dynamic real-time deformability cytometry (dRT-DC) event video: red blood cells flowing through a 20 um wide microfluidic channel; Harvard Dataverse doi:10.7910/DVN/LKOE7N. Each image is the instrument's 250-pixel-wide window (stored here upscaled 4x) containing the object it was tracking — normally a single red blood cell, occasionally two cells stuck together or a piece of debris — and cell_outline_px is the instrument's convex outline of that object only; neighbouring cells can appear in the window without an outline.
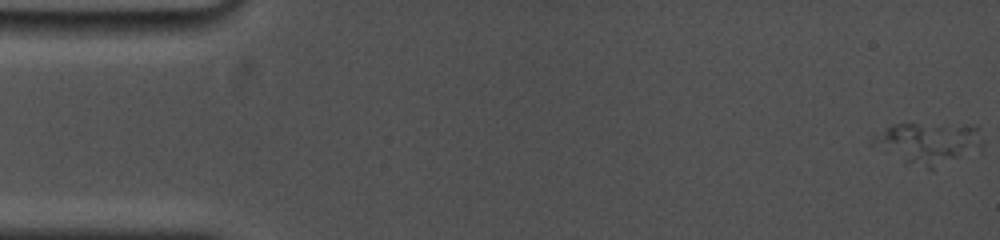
{"species": "common noctule bat (a hibernating species)", "species_latin": "Nyctalus noctula", "temperature_condition": "cold", "stored_images_in_passage": 4, "camera_frame_rate_fps": 5000, "um_per_image_px": 0.085, "animal": {"sex": "female", "body_mass_g": 19.0, "forearm_length_mm": 53.3}, "frame": {"image": 1, "passage_image": 1, "time_ms": 0.0, "image_size_px": [1000, 240], "cell_outline_px": [[984, 140], [980, 148], [932, 172], [904, 164], [872, 144], [872, 136], [884, 128], [892, 124], [976, 124]], "centroid_in_image_um": [78.92, 12.19], "position_along_channel_um": 6.1, "area_um2": 27.63}}